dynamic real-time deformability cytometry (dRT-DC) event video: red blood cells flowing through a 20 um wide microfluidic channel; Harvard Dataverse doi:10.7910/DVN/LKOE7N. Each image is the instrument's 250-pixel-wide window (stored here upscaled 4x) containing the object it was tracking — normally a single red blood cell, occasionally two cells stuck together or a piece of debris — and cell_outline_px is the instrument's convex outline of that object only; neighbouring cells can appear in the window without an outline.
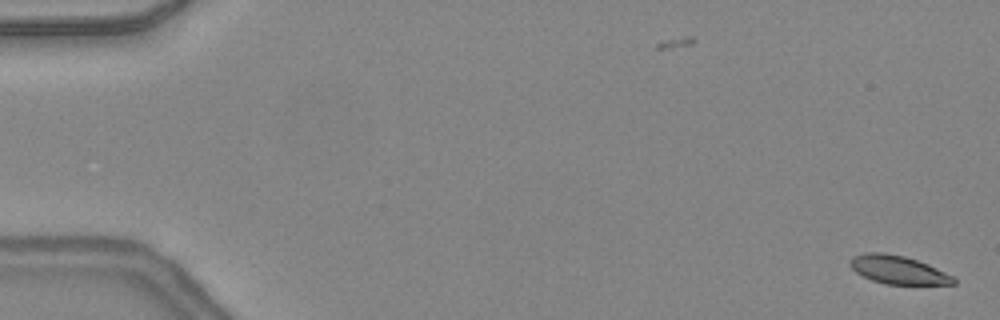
{"species": "common noctule bat (a hibernating species)", "species_latin": "Nyctalus noctula", "temperature_condition": "warm", "stored_images_in_passage": 49, "camera_frame_rate_fps": 3000, "um_per_image_px": 0.085, "animal": {"sex": "female", "body_mass_g": 24.6, "forearm_length_mm": 56.2}, "frame": {"image": 1, "passage_image": 1, "time_ms": 0.0, "image_size_px": [1000, 320], "cell_outline_px": [[956, 284], [884, 284], [872, 280], [856, 272], [848, 264], [848, 260], [852, 256], [864, 252], [884, 252], [904, 256], [928, 264], [952, 276], [956, 280]], "centroid_in_image_um": [76.28, 22.92], "position_along_channel_um": 8.7, "area_um2": 17.05}}
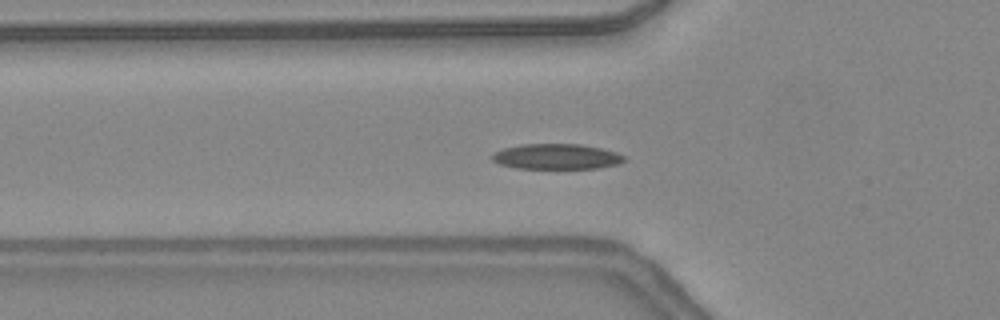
{"frame": {"image": 2, "passage_image": 17, "time_ms": 5.333, "image_size_px": [1000, 320], "cell_outline_px": [[624, 160], [620, 164], [600, 168], [516, 168], [500, 164], [492, 160], [492, 156], [496, 152], [504, 148], [520, 144], [580, 144], [600, 148], [616, 152], [624, 156]], "centroid_in_image_um": [47.32, 13.31], "position_along_channel_um": 78.5, "area_um2": 19.42}}
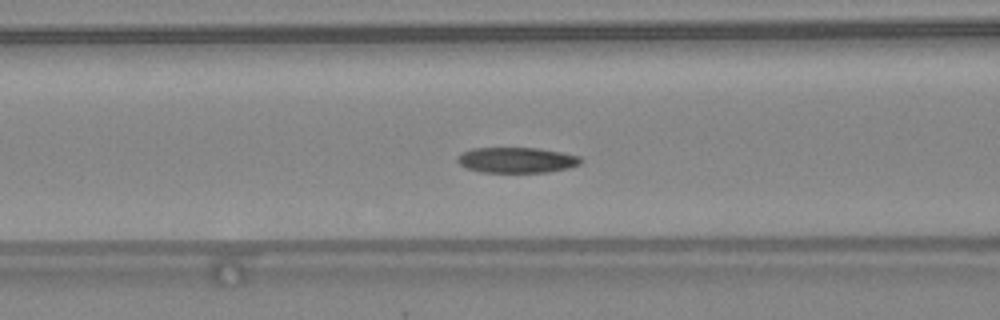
{"frame": {"image": 3, "passage_image": 20, "time_ms": 6.333, "image_size_px": [1000, 320], "cell_outline_px": [[584, 160], [580, 164], [568, 168], [548, 172], [480, 172], [468, 168], [460, 164], [456, 160], [456, 156], [460, 152], [472, 148], [540, 148], [580, 156]], "centroid_in_image_um": [43.91, 13.6], "position_along_channel_um": 122.7, "area_um2": 18.5}, "authors_computed_cell_mechanics": {"area_um2": 18.785, "velocity_mm_per_s": 4.3372, "shape_relaxation_time_tau1_ms": 4.4962, "shape_relaxation_time_tau2_ms": 9.9252, "deformation_change_tau1": 0.1248, "deformation_change_tau2": 0.171}}